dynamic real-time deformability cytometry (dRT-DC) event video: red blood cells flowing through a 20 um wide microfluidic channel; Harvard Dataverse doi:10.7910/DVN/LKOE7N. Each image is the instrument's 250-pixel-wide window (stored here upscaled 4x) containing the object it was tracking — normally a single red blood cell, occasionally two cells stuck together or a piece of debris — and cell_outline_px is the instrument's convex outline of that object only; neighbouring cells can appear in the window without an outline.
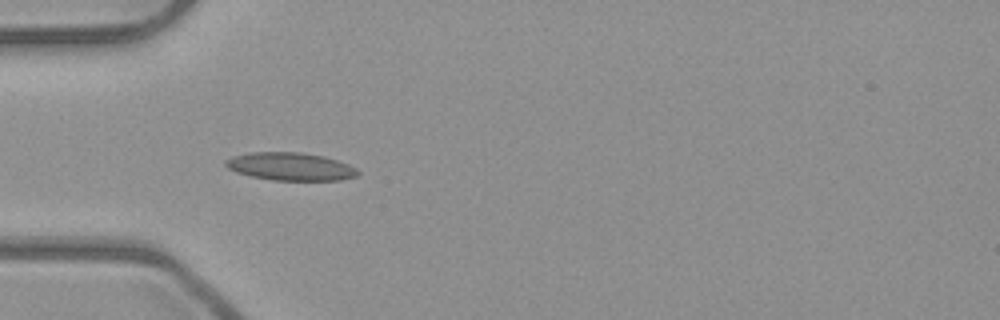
{"species": "common noctule bat (a hibernating species)", "species_latin": "Nyctalus noctula", "temperature_condition": "room temperature", "stored_images_in_passage": 37, "camera_frame_rate_fps": 3000, "um_per_image_px": 0.085, "animal": {"sex": "male", "body_mass_g": 23.1, "forearm_length_mm": 52.7}, "frame": {"image": 1, "passage_image": 1, "time_ms": 0.0, "image_size_px": [1000, 320], "cell_outline_px": [[360, 172], [356, 176], [340, 180], [272, 180], [252, 176], [236, 172], [228, 168], [224, 164], [224, 160], [232, 156], [248, 152], [300, 152], [324, 156], [348, 164], [356, 168]], "centroid_in_image_um": [24.66, 14.14], "position_along_channel_um": 60.3, "area_um2": 21.5}}
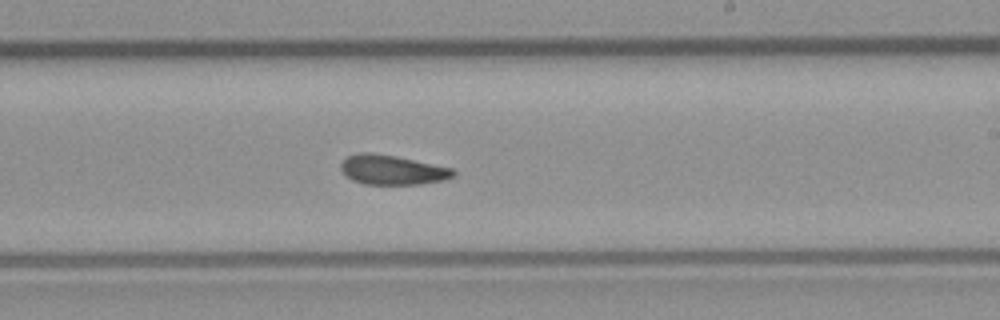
{"frame": {"image": 2, "passage_image": 16, "time_ms": 5.0, "image_size_px": [1000, 320], "cell_outline_px": [[456, 176], [444, 180], [420, 184], [364, 184], [352, 180], [340, 168], [340, 164], [348, 156], [360, 152], [368, 152], [396, 156], [452, 168], [456, 172]], "centroid_in_image_um": [33.36, 14.44], "position_along_channel_um": 255.6, "area_um2": 19.31}}
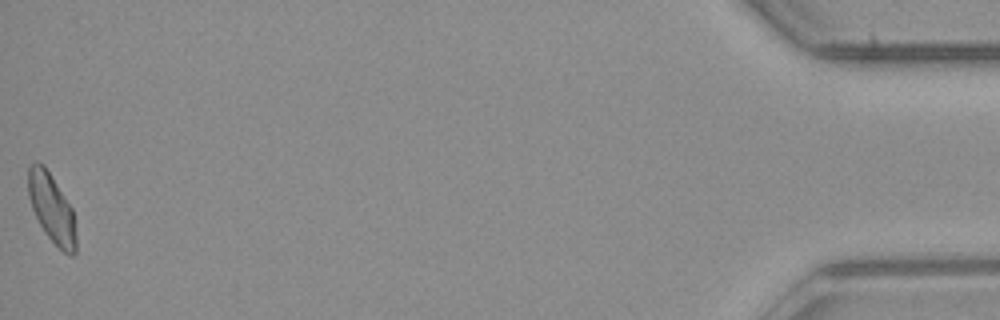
{"frame": {"image": 3, "passage_image": 37, "time_ms": 12.0, "image_size_px": [1000, 320], "cell_outline_px": [[76, 252], [72, 256], [68, 256], [44, 232], [32, 208], [28, 196], [28, 168], [36, 160], [44, 164], [72, 208], [76, 236]], "centroid_in_image_um": [4.39, 17.69], "position_along_channel_um": 430.8, "area_um2": 19.07}, "authors_computed_cell_mechanics": {"area_um2": 19.4786, "velocity_mm_per_s": 3.9546, "shape_relaxation_time_tau1_ms": 4.4785, "shape_relaxation_time_tau2_ms": 2.4034, "deformation_change_tau1": 0.1271, "deformation_change_tau2": 0.0876}}